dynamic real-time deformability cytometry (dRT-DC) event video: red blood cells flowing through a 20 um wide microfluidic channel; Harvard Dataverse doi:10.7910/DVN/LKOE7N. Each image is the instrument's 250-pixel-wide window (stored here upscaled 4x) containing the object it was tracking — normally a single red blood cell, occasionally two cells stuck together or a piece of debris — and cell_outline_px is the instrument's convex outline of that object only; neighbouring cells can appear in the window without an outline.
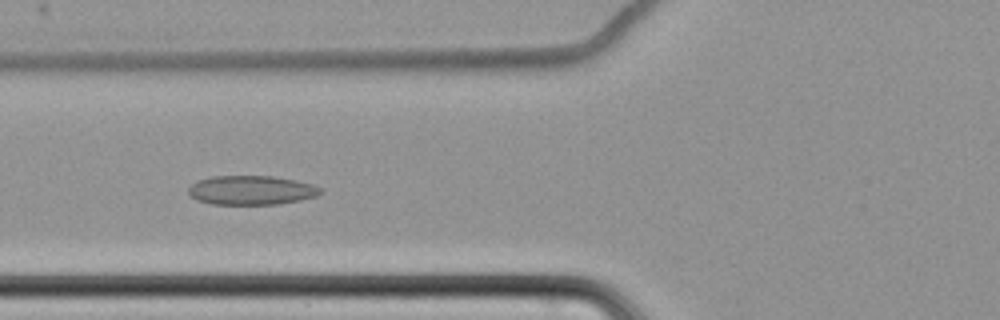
{"species": "common noctule bat (a hibernating species)", "species_latin": "Nyctalus noctula", "temperature_condition": "cold", "stored_images_in_passage": 50, "camera_frame_rate_fps": 3000, "um_per_image_px": 0.085, "animal": {"sex": "female", "body_mass_g": 22.7, "forearm_length_mm": 54.2}, "frame": {"image": 1, "passage_image": 14, "time_ms": 4.333, "image_size_px": [1000, 320], "cell_outline_px": [[320, 192], [316, 196], [300, 200], [276, 204], [212, 204], [196, 200], [188, 192], [188, 188], [196, 180], [208, 176], [272, 176], [296, 180], [312, 184], [320, 188]], "centroid_in_image_um": [21.31, 16.16], "position_along_channel_um": 104.5, "area_um2": 22.43}}
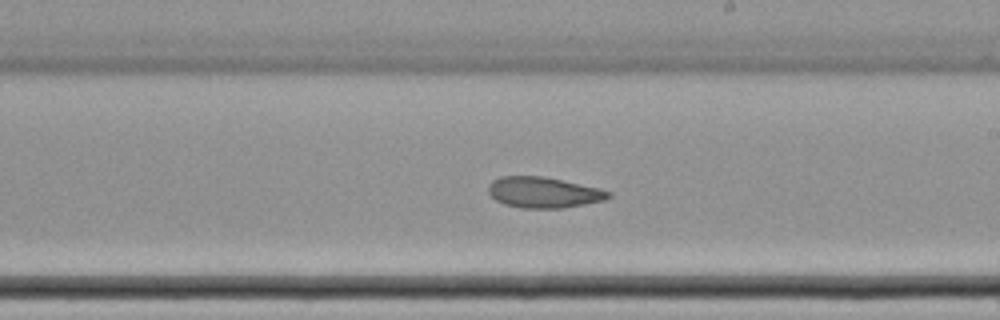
{"frame": {"image": 2, "passage_image": 26, "time_ms": 8.333, "image_size_px": [1000, 320], "cell_outline_px": [[612, 196], [604, 200], [584, 204], [560, 208], [520, 208], [504, 204], [496, 200], [488, 192], [488, 184], [492, 180], [500, 176], [544, 176], [600, 188], [612, 192]], "centroid_in_image_um": [46.19, 16.35], "position_along_channel_um": 242.8, "area_um2": 21.68}}
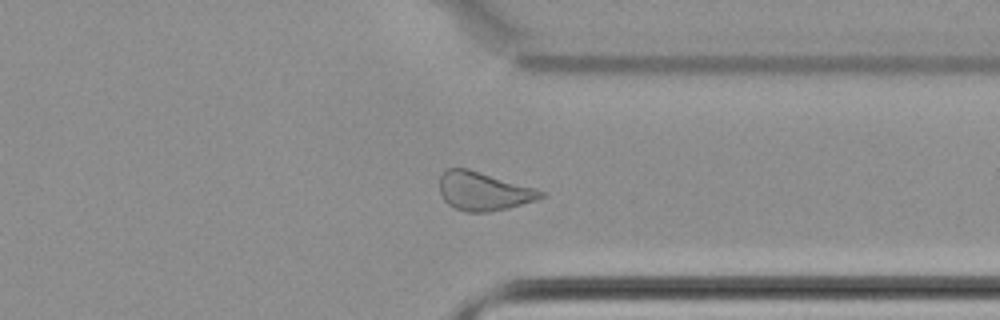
{"frame": {"image": 3, "passage_image": 37, "time_ms": 12.0, "image_size_px": [1000, 320], "cell_outline_px": [[544, 196], [536, 200], [508, 208], [488, 212], [464, 212], [448, 204], [444, 200], [440, 192], [440, 172], [448, 168], [468, 168], [532, 188], [544, 192]], "centroid_in_image_um": [41.03, 16.25], "position_along_channel_um": 370.4, "area_um2": 22.48}, "authors_computed_cell_mechanics": {"area_um2": 23.12, "velocity_mm_per_s": 3.4634, "shape_relaxation_time_tau1_ms": null, "shape_relaxation_time_tau2_ms": 5.198, "deformation_change_tau1": null, "deformation_change_tau2": 0.1041}}